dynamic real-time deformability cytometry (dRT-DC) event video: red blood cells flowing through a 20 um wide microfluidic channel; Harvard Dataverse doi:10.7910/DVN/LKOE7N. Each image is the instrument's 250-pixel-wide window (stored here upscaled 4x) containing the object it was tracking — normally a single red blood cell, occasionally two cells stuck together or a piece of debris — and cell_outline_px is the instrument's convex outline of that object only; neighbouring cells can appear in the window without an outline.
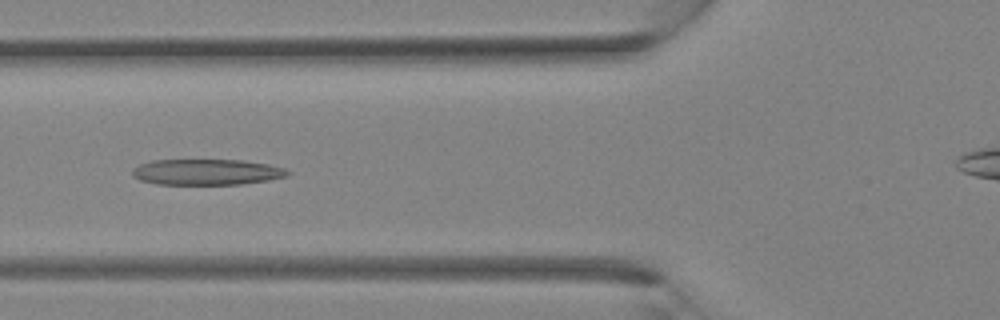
{"species": "Egyptian fruit bat (a non-hibernating species)", "species_latin": "Rousettus aegyptiacus", "temperature_condition": "room temperature", "stored_images_in_passage": 29, "camera_frame_rate_fps": 3000, "um_per_image_px": 0.085, "animal": {"sex": "female"}, "frame": {"image": 1, "passage_image": 6, "time_ms": 1.667, "image_size_px": [1000, 320], "cell_outline_px": [[292, 172], [288, 176], [268, 180], [240, 184], [156, 184], [140, 180], [132, 176], [132, 168], [140, 164], [152, 160], [244, 160], [268, 164], [284, 168]], "centroid_in_image_um": [17.57, 14.62], "position_along_channel_um": 108.2, "area_um2": 23.47}}
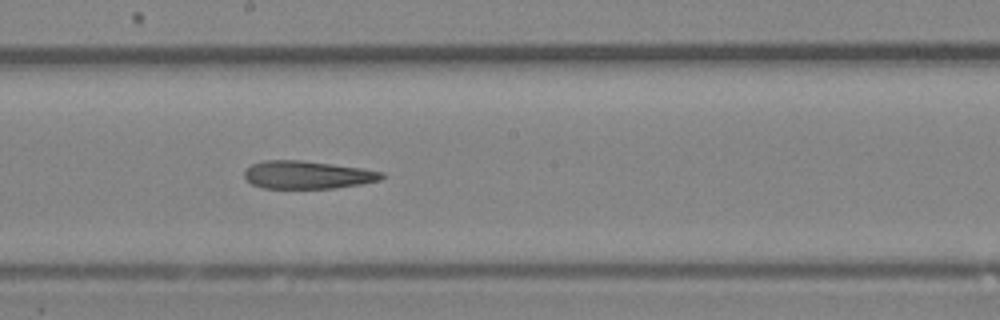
{"frame": {"image": 2, "passage_image": 12, "time_ms": 3.667, "image_size_px": [1000, 320], "cell_outline_px": [[384, 176], [380, 180], [360, 184], [336, 188], [260, 188], [252, 184], [244, 176], [244, 172], [252, 164], [264, 160], [300, 160], [332, 164], [360, 168], [384, 172]], "centroid_in_image_um": [26.12, 14.86], "position_along_channel_um": 222.1, "area_um2": 22.2}}
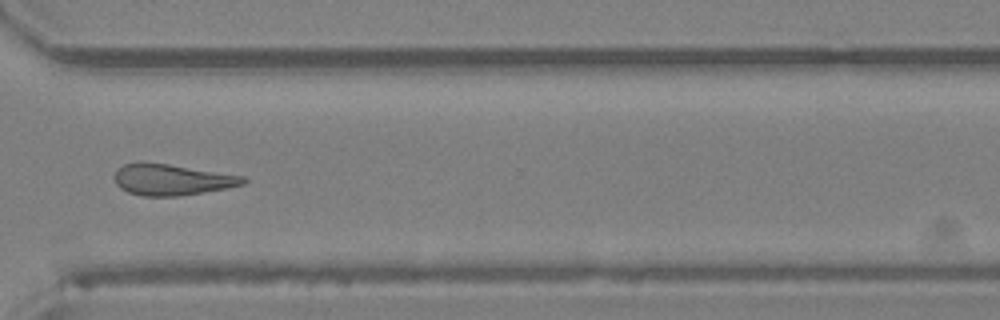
{"frame": {"image": 3, "passage_image": 19, "time_ms": 6.0, "image_size_px": [1000, 320], "cell_outline_px": [[248, 180], [244, 184], [224, 188], [180, 196], [144, 196], [128, 192], [120, 188], [116, 184], [116, 168], [124, 164], [140, 160], [168, 164], [244, 176]], "centroid_in_image_um": [14.56, 15.25], "position_along_channel_um": 356.0, "area_um2": 23.35}}